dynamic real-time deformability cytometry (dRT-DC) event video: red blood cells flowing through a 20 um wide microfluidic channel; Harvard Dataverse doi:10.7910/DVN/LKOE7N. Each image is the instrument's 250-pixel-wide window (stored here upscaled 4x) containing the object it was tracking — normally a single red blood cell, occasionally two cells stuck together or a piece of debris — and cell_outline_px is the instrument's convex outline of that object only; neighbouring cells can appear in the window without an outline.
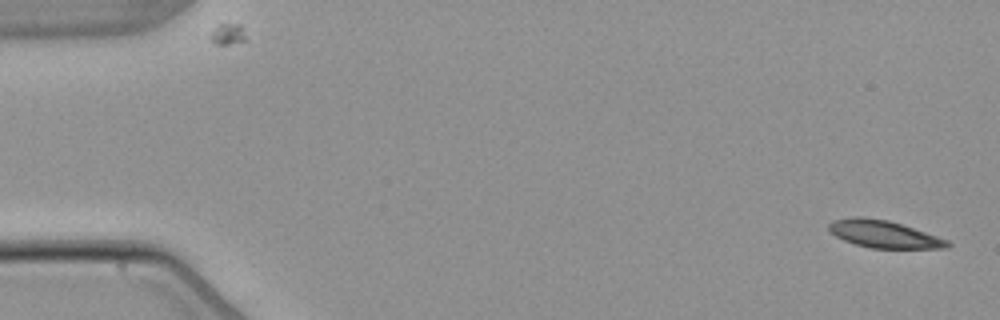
{"species": "common noctule bat (a hibernating species)", "species_latin": "Nyctalus noctula", "temperature_condition": "warm", "stored_images_in_passage": 4, "camera_frame_rate_fps": 3000, "um_per_image_px": 0.085, "animal": {"sex": "male", "body_mass_g": 21.5, "forearm_length_mm": 52.0}, "frame": {"image": 1, "passage_image": 1, "time_ms": 0.0, "image_size_px": [1000, 320], "cell_outline_px": [[952, 244], [948, 248], [872, 248], [856, 244], [844, 240], [836, 236], [828, 228], [828, 224], [832, 220], [856, 216], [860, 216], [888, 220], [948, 240]], "centroid_in_image_um": [75.11, 19.9], "position_along_channel_um": 9.9, "area_um2": 18.61}}
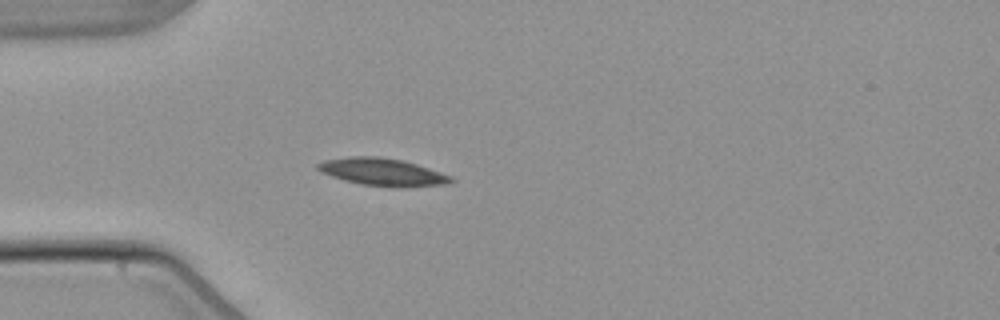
{"frame": {"image": 2, "passage_image": 4, "time_ms": 4.667, "image_size_px": [1000, 320], "cell_outline_px": [[456, 180], [444, 184], [404, 188], [392, 188], [360, 184], [344, 180], [320, 172], [316, 168], [316, 164], [324, 160], [348, 156], [376, 156], [400, 160], [416, 164], [452, 176]], "centroid_in_image_um": [32.49, 14.63], "position_along_channel_um": 52.5, "area_um2": 21.5}}